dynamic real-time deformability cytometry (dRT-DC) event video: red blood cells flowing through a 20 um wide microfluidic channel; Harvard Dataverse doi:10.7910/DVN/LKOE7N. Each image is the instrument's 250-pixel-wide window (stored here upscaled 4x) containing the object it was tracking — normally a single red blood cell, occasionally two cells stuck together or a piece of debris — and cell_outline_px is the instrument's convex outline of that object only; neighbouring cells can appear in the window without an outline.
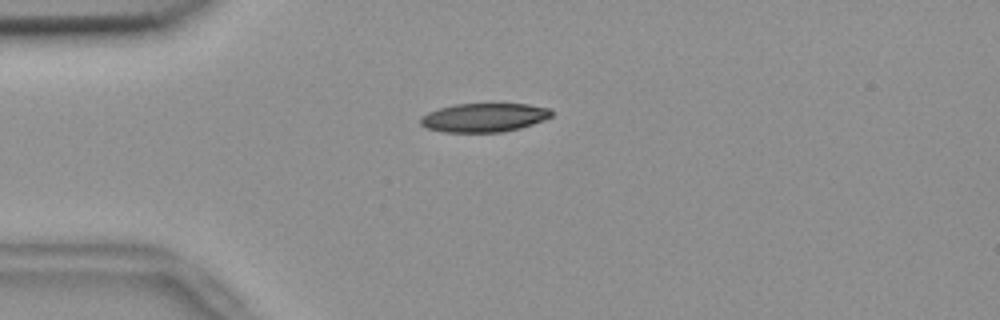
{"species": "common noctule bat (a hibernating species)", "species_latin": "Nyctalus noctula", "temperature_condition": "room temperature", "stored_images_in_passage": 55, "camera_frame_rate_fps": 3000, "um_per_image_px": 0.085, "animal": {"sex": "female", "body_mass_g": 18.4}, "frame": {"image": 1, "passage_image": 14, "time_ms": 4.333, "image_size_px": [1000, 320], "cell_outline_px": [[552, 116], [544, 120], [520, 128], [504, 132], [444, 132], [424, 128], [420, 124], [420, 116], [428, 112], [440, 108], [456, 104], [528, 104], [548, 108], [552, 112]], "centroid_in_image_um": [41.11, 10.0], "position_along_channel_um": 43.9, "area_um2": 22.02}}
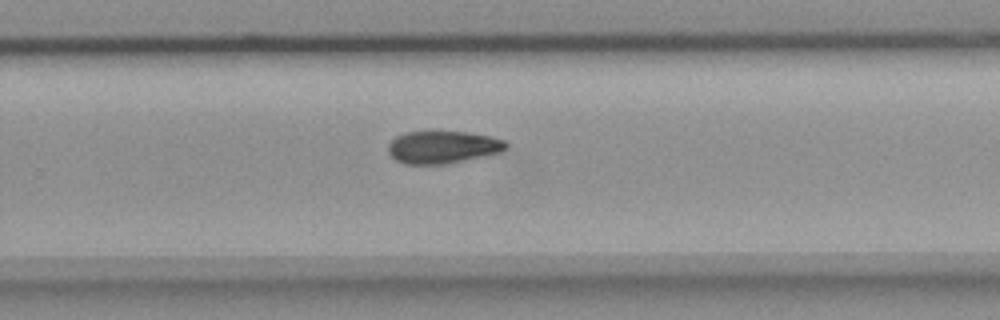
{"frame": {"image": 2, "passage_image": 36, "time_ms": 11.667, "image_size_px": [1000, 320], "cell_outline_px": [[508, 148], [504, 152], [448, 164], [404, 164], [396, 160], [388, 152], [388, 144], [396, 136], [408, 132], [468, 132], [488, 136], [504, 140], [508, 144]], "centroid_in_image_um": [37.67, 12.52], "position_along_channel_um": 292.1, "area_um2": 22.43}}
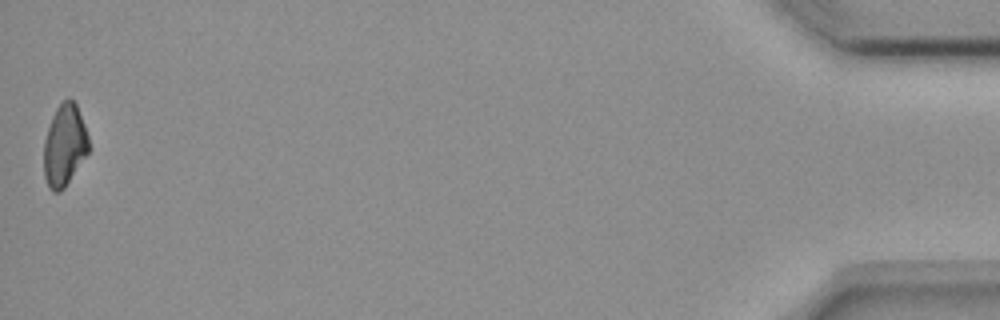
{"frame": {"image": 3, "passage_image": 55, "time_ms": 18.0, "image_size_px": [1000, 320], "cell_outline_px": [[88, 152], [64, 188], [60, 192], [52, 192], [48, 188], [44, 176], [44, 140], [52, 116], [56, 108], [68, 96], [76, 104], [84, 124], [88, 136]], "centroid_in_image_um": [5.46, 12.36], "position_along_channel_um": 429.7, "area_um2": 21.21}, "authors_computed_cell_mechanics": {"area_um2": 22.542, "velocity_mm_per_s": 3.6694, "shape_relaxation_time_tau1_ms": 7.1388, "shape_relaxation_time_tau2_ms": null, "deformation_change_tau1": 0.1589, "deformation_change_tau2": null}}